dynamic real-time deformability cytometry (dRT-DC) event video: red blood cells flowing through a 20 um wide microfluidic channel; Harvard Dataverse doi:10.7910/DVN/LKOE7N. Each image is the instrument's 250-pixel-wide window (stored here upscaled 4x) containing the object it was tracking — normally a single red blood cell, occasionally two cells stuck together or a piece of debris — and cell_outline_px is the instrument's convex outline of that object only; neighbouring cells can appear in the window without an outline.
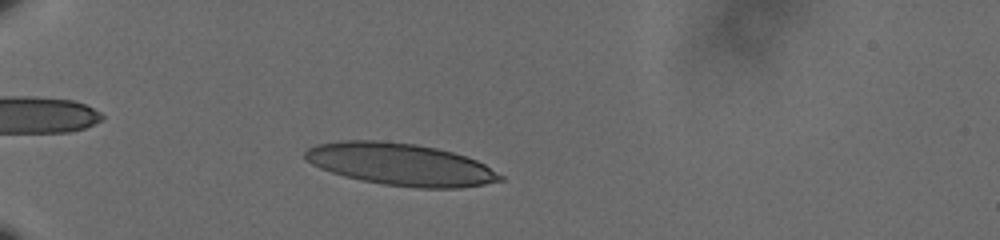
{"species": "human", "species_latin": "Homo sapiens", "temperature_condition": "cold", "stored_images_in_passage": 38, "camera_frame_rate_fps": 3000, "um_per_image_px": 0.085, "donor": {"sex": "male"}, "frame": {"image": 1, "passage_image": 1, "time_ms": 0.0, "image_size_px": [1000, 240], "cell_outline_px": [[504, 180], [484, 184], [460, 188], [416, 188], [384, 184], [360, 180], [344, 176], [320, 168], [312, 164], [304, 156], [304, 152], [308, 148], [316, 144], [340, 140], [380, 140], [416, 144], [436, 148], [452, 152], [476, 160], [484, 164], [504, 176]], "centroid_in_image_um": [34.04, 13.97], "position_along_channel_um": 51.0, "area_um2": 47.92}}
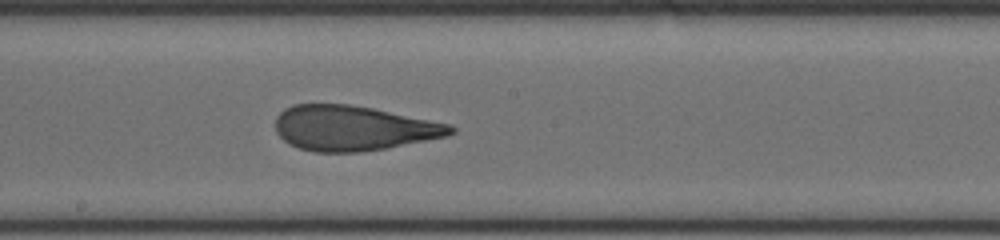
{"frame": {"image": 2, "passage_image": 18, "time_ms": 5.667, "image_size_px": [1000, 240], "cell_outline_px": [[456, 132], [448, 136], [384, 148], [360, 152], [312, 152], [288, 144], [276, 132], [276, 116], [284, 108], [292, 104], [348, 104], [372, 108], [452, 124], [456, 128]], "centroid_in_image_um": [30.02, 10.89], "position_along_channel_um": 218.2, "area_um2": 46.01}}
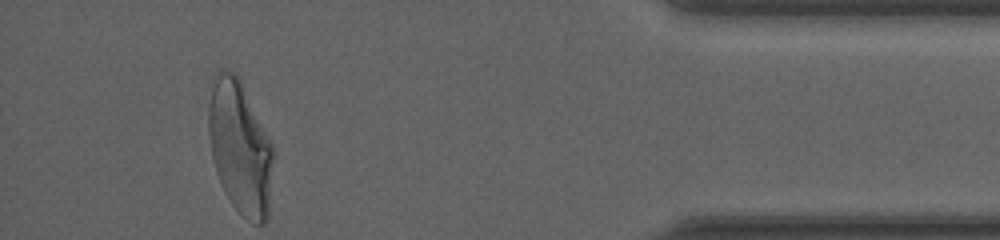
{"frame": {"image": 3, "passage_image": 38, "time_ms": 12.333, "image_size_px": [1000, 240], "cell_outline_px": [[276, 156], [268, 216], [264, 224], [252, 224], [232, 204], [224, 192], [220, 184], [216, 172], [212, 156], [208, 132], [208, 104], [216, 72], [220, 68], [232, 72], [240, 80], [272, 144]], "centroid_in_image_um": [20.43, 12.6], "position_along_channel_um": 414.8, "area_um2": 50.58}, "authors_computed_cell_mechanics": {"area_um2": 46.7891, "velocity_mm_per_s": 3.5823, "shape_relaxation_time_tau1_ms": 8.7865, "shape_relaxation_time_tau2_ms": 1.2673, "deformation_change_tau1": 0.2709, "deformation_change_tau2": 0.1043}}